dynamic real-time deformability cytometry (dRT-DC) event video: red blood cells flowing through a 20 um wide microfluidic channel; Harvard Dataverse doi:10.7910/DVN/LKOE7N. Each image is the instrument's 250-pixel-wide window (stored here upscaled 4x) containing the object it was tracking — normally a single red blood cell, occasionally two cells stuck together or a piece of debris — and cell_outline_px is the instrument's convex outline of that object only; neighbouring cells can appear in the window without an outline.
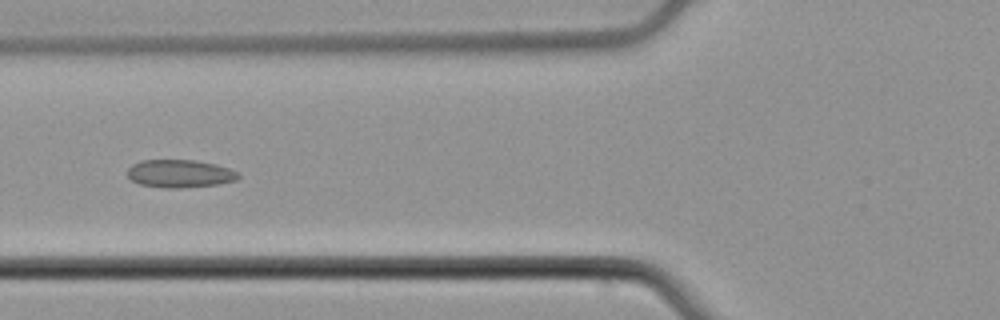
{"species": "common noctule bat (a hibernating species)", "species_latin": "Nyctalus noctula", "temperature_condition": "cold", "stored_images_in_passage": 8, "camera_frame_rate_fps": 3000, "um_per_image_px": 0.085, "animal": {"sex": "male", "body_mass_g": 21.5, "forearm_length_mm": 52.0}, "frame": {"image": 1, "passage_image": 6, "time_ms": 1.667, "image_size_px": [1000, 320], "cell_outline_px": [[240, 176], [236, 180], [216, 184], [180, 188], [164, 188], [140, 184], [132, 180], [128, 176], [128, 168], [132, 164], [144, 160], [196, 160], [216, 164], [240, 172]], "centroid_in_image_um": [15.3, 14.75], "position_along_channel_um": 110.5, "area_um2": 17.98}}
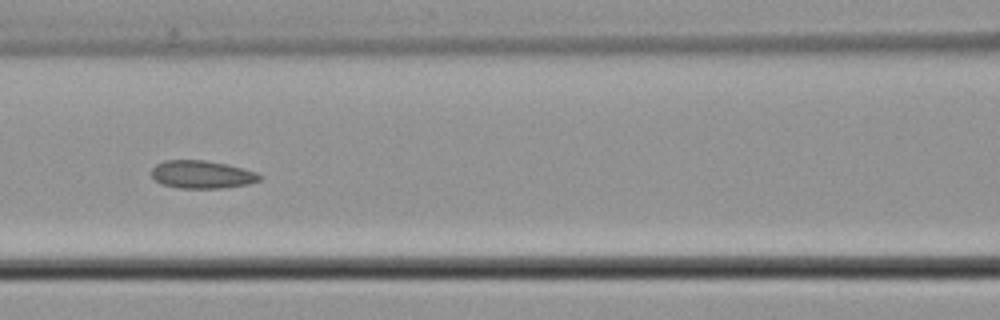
{"frame": {"image": 2, "passage_image": 7, "time_ms": 2.0, "image_size_px": [1000, 320], "cell_outline_px": [[264, 176], [260, 180], [248, 184], [220, 188], [180, 188], [164, 184], [156, 180], [152, 176], [152, 168], [156, 164], [164, 160], [204, 160], [228, 164], [244, 168], [256, 172]], "centroid_in_image_um": [17.2, 14.82], "position_along_channel_um": 149.4, "area_um2": 17.57}}
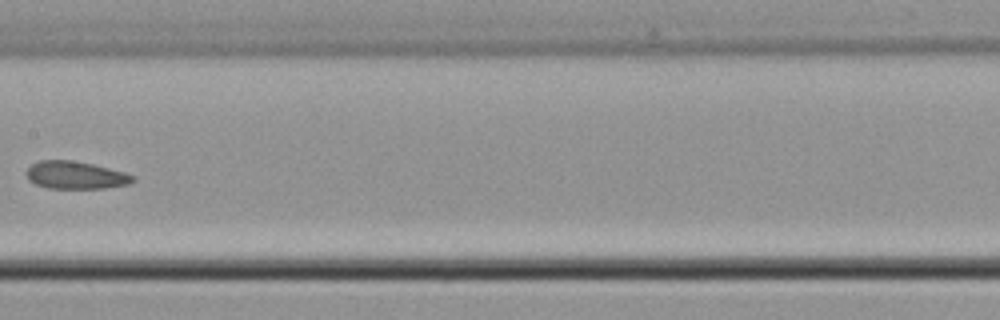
{"frame": {"image": 3, "passage_image": 8, "time_ms": 2.333, "image_size_px": [1000, 320], "cell_outline_px": [[136, 180], [128, 184], [104, 188], [48, 188], [36, 184], [28, 180], [24, 172], [32, 164], [40, 160], [72, 160], [92, 164], [124, 172], [136, 176]], "centroid_in_image_um": [6.41, 14.88], "position_along_channel_um": 201.0, "area_um2": 17.17}}